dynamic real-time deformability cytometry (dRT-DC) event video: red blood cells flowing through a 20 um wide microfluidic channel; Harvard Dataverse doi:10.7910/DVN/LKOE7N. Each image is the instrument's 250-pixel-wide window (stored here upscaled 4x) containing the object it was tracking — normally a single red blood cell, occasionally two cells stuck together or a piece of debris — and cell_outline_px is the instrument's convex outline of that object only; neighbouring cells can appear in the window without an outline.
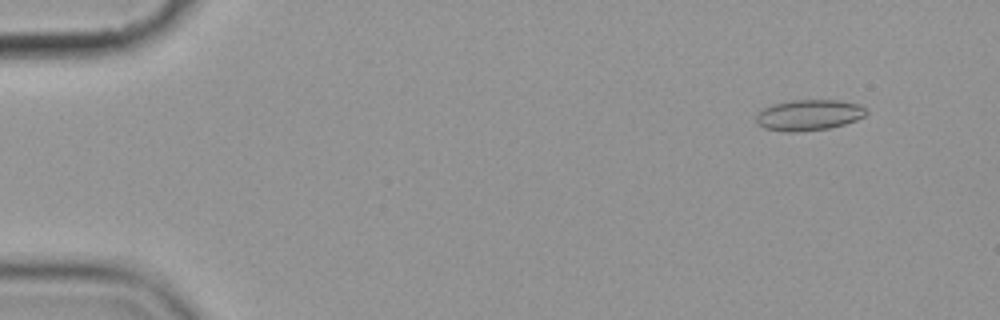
{"species": "common noctule bat (a hibernating species)", "species_latin": "Nyctalus noctula", "temperature_condition": "cold", "stored_images_in_passage": 7, "camera_frame_rate_fps": 3000, "um_per_image_px": 0.085, "animal": {"sex": "female", "body_mass_g": 19.9}, "frame": {"image": 1, "passage_image": 2, "time_ms": 1.333, "image_size_px": [1000, 320], "cell_outline_px": [[868, 112], [864, 116], [856, 120], [844, 124], [828, 128], [796, 132], [788, 132], [764, 128], [756, 124], [756, 116], [764, 108], [772, 104], [792, 100], [836, 100], [860, 104]], "centroid_in_image_um": [68.74, 9.78], "position_along_channel_um": 16.3, "area_um2": 19.71}}
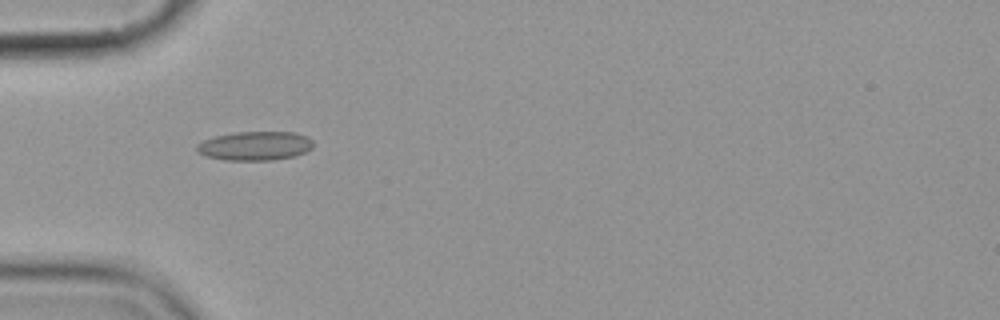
{"frame": {"image": 2, "passage_image": 6, "time_ms": 5.667, "image_size_px": [1000, 320], "cell_outline_px": [[312, 148], [304, 152], [292, 156], [272, 160], [224, 160], [204, 156], [196, 152], [196, 144], [204, 140], [216, 136], [236, 132], [292, 132], [308, 136], [312, 140]], "centroid_in_image_um": [21.64, 12.4], "position_along_channel_um": 63.4, "area_um2": 19.65}}
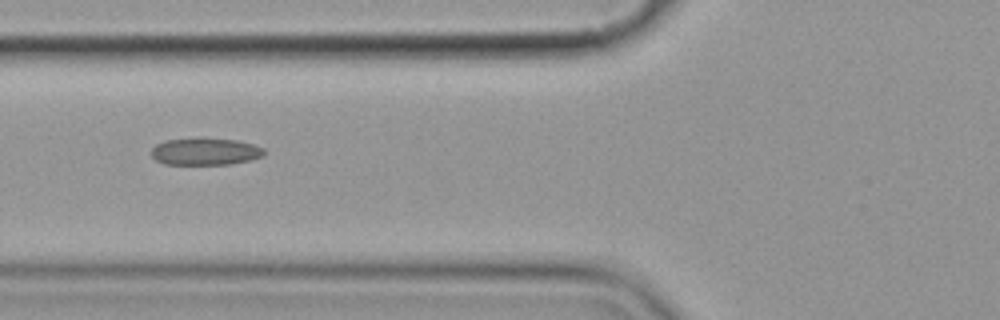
{"frame": {"image": 3, "passage_image": 7, "time_ms": 7.0, "image_size_px": [1000, 320], "cell_outline_px": [[264, 156], [252, 160], [232, 164], [164, 164], [156, 160], [152, 156], [152, 148], [156, 144], [164, 140], [200, 136], [236, 140], [252, 144], [264, 148]], "centroid_in_image_um": [17.45, 12.85], "position_along_channel_um": 108.4, "area_um2": 18.32}}